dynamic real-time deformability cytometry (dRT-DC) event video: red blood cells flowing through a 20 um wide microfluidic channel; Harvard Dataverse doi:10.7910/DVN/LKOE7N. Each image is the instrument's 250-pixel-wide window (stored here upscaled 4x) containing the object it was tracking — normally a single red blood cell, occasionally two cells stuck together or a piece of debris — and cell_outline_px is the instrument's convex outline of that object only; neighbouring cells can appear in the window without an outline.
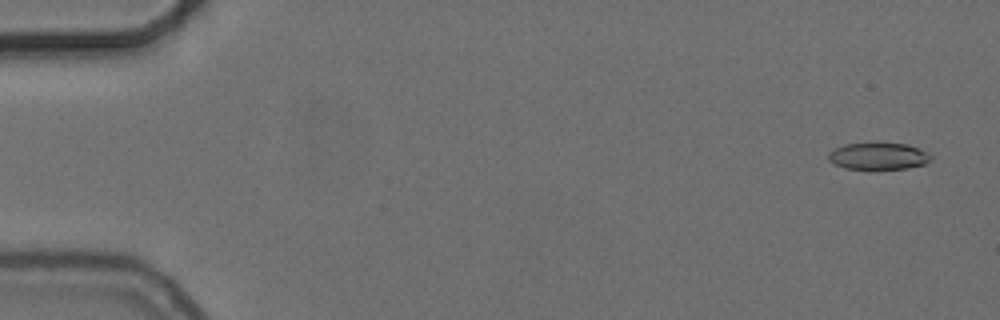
{"species": "common noctule bat (a hibernating species)", "species_latin": "Nyctalus noctula", "temperature_condition": "cold", "stored_images_in_passage": 56, "camera_frame_rate_fps": 3000, "um_per_image_px": 0.085, "animal": {"sex": "female", "body_mass_g": 24.6, "forearm_length_mm": 56.2}, "frame": {"image": 1, "passage_image": 3, "time_ms": 0.667, "image_size_px": [1000, 320], "cell_outline_px": [[932, 160], [924, 164], [908, 168], [844, 168], [828, 160], [828, 152], [844, 144], [872, 140], [880, 140], [904, 144], [920, 148], [928, 152], [932, 156]], "centroid_in_image_um": [74.67, 13.2], "position_along_channel_um": 10.3, "area_um2": 16.65}}
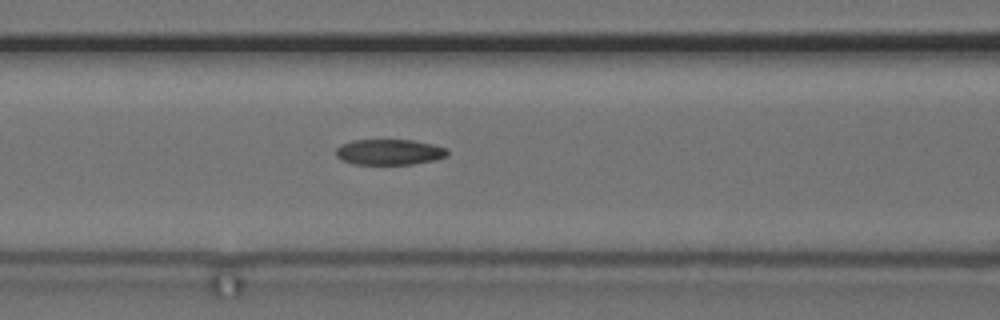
{"frame": {"image": 2, "passage_image": 24, "time_ms": 7.667, "image_size_px": [1000, 320], "cell_outline_px": [[448, 156], [432, 160], [412, 164], [352, 164], [340, 160], [336, 156], [336, 148], [340, 144], [352, 140], [412, 140], [432, 144], [448, 148]], "centroid_in_image_um": [33.06, 12.92], "position_along_channel_um": 133.5, "area_um2": 16.76}}
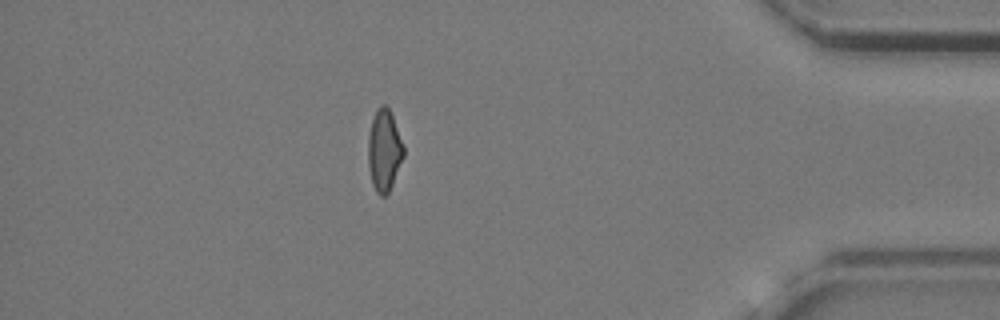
{"frame": {"image": 3, "passage_image": 49, "time_ms": 16.0, "image_size_px": [1000, 320], "cell_outline_px": [[404, 156], [392, 184], [388, 192], [384, 196], [380, 196], [376, 192], [372, 184], [368, 168], [368, 136], [372, 120], [376, 108], [380, 104], [384, 104], [388, 108], [392, 116], [404, 144]], "centroid_in_image_um": [32.64, 12.77], "position_along_channel_um": 402.6, "area_um2": 16.94}, "authors_computed_cell_mechanics": {"area_um2": 16.9643, "velocity_mm_per_s": 3.7296, "shape_relaxation_time_tau1_ms": 7.4096, "shape_relaxation_time_tau2_ms": 7.5733, "deformation_change_tau1": 0.1883, "deformation_change_tau2": 0.1622}}